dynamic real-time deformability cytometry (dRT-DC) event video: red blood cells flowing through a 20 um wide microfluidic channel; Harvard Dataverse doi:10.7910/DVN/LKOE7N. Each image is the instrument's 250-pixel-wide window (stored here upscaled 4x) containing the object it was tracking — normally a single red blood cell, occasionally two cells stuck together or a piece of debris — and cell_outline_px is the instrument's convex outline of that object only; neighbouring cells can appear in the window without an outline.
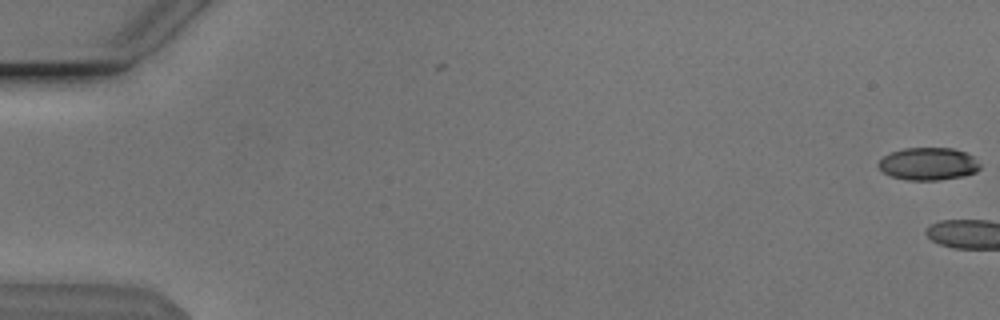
{"species": "Egyptian fruit bat (a non-hibernating species)", "species_latin": "Rousettus aegyptiacus", "temperature_condition": "cold", "stored_images_in_passage": 4, "camera_frame_rate_fps": 3000, "um_per_image_px": 0.085, "animal": {"sex": "male"}, "frame": {"image": 1, "passage_image": 4, "time_ms": 1.0, "image_size_px": [1000, 320], "cell_outline_px": [[980, 168], [976, 172], [964, 176], [940, 180], [908, 180], [892, 176], [884, 172], [876, 164], [884, 156], [892, 152], [904, 148], [952, 148], [964, 152], [972, 156], [980, 164]], "centroid_in_image_um": [78.92, 13.93], "position_along_channel_um": 6.1, "area_um2": 19.19}}